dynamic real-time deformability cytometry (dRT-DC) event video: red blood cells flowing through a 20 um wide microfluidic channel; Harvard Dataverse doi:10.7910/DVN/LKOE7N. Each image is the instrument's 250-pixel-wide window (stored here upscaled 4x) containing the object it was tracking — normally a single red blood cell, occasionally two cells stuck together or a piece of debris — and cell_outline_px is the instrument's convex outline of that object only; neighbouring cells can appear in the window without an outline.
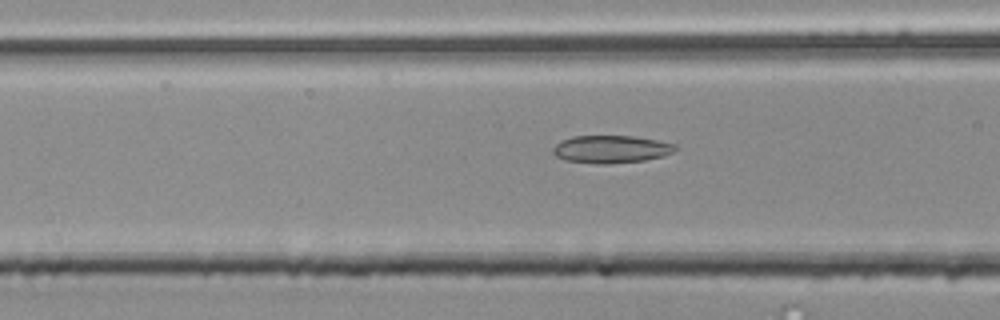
{"species": "common noctule bat (a hibernating species)", "species_latin": "Nyctalus noctula", "temperature_condition": "room temperature", "stored_images_in_passage": 20, "camera_frame_rate_fps": 3000, "um_per_image_px": 0.085, "animal": {"sex": "male", "body_mass_g": 20.4}, "frame": {"image": 1, "passage_image": 18, "time_ms": 5.667, "image_size_px": [1000, 320], "cell_outline_px": [[680, 148], [676, 152], [664, 156], [644, 160], [608, 164], [596, 164], [564, 160], [556, 156], [552, 152], [552, 148], [560, 140], [572, 136], [632, 136], [656, 140], [676, 144]], "centroid_in_image_um": [51.96, 12.68], "position_along_channel_um": 114.6, "area_um2": 20.0}}